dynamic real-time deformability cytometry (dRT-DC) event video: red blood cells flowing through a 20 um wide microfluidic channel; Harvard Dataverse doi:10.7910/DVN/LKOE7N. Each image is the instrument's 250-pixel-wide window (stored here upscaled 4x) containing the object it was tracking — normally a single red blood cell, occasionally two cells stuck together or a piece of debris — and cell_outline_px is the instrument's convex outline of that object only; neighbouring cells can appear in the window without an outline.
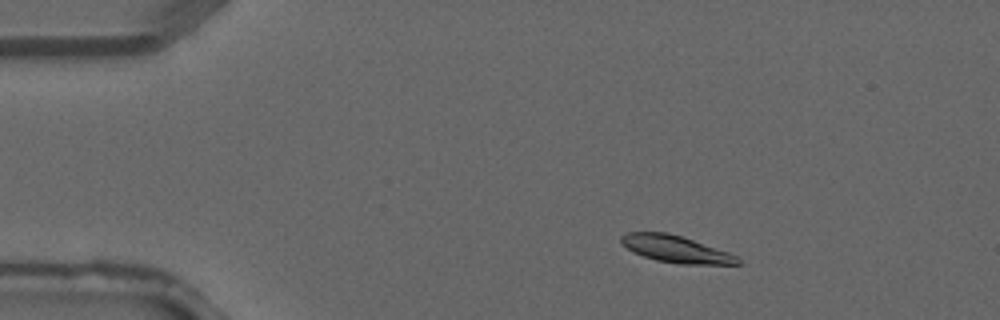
{"species": "common noctule bat (a hibernating species)", "species_latin": "Nyctalus noctula", "temperature_condition": "warm", "stored_images_in_passage": 3, "camera_frame_rate_fps": 3000, "um_per_image_px": 0.085, "animal": {"sex": "male", "forearm_length_mm": 52.5}, "frame": {"image": 1, "passage_image": 1, "time_ms": 0.0, "image_size_px": [1000, 320], "cell_outline_px": [[744, 264], [680, 264], [656, 260], [644, 256], [620, 244], [620, 236], [628, 232], [668, 232], [728, 252], [736, 256]], "centroid_in_image_um": [57.43, 21.17], "position_along_channel_um": 27.6, "area_um2": 18.03}}